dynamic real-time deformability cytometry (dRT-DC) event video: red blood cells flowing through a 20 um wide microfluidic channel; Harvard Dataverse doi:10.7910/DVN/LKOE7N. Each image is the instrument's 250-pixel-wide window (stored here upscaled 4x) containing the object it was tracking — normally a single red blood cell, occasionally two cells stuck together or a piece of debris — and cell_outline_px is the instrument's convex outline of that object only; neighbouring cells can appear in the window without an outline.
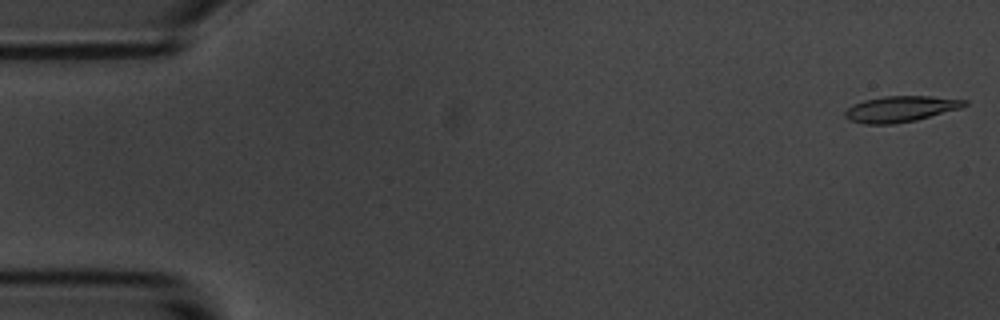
{"species": "common noctule bat (a hibernating species)", "species_latin": "Nyctalus noctula", "temperature_condition": "room temperature", "stored_images_in_passage": 5, "camera_frame_rate_fps": 3000, "um_per_image_px": 0.085, "animal": {"sex": "male", "body_mass_g": 20.1, "forearm_length_mm": 53.5}, "frame": {"image": 1, "passage_image": 1, "time_ms": 0.0, "image_size_px": [1000, 320], "cell_outline_px": [[968, 104], [960, 108], [916, 120], [892, 124], [864, 124], [852, 120], [844, 116], [844, 112], [852, 104], [864, 100], [884, 96], [932, 96], [968, 100]], "centroid_in_image_um": [76.55, 9.25], "position_along_channel_um": 8.5, "area_um2": 17.98}}
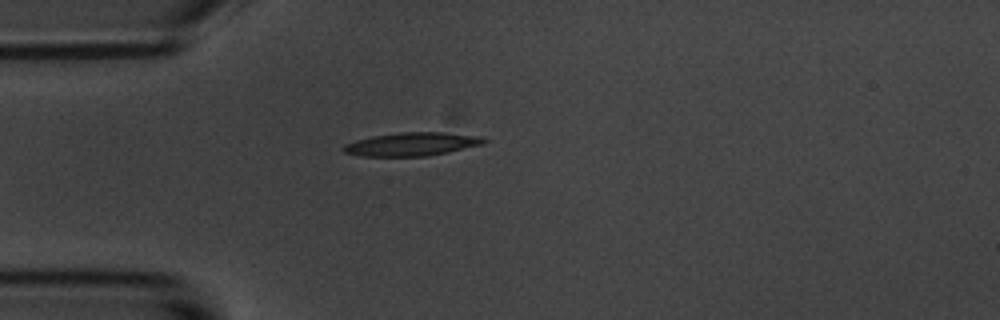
{"frame": {"image": 2, "passage_image": 5, "time_ms": 4.667, "image_size_px": [1000, 320], "cell_outline_px": [[488, 140], [484, 144], [448, 152], [428, 156], [360, 156], [344, 152], [340, 148], [344, 144], [356, 140], [372, 136], [400, 132], [444, 132], [484, 136]], "centroid_in_image_um": [35.03, 12.25], "position_along_channel_um": 50.0, "area_um2": 19.36}}